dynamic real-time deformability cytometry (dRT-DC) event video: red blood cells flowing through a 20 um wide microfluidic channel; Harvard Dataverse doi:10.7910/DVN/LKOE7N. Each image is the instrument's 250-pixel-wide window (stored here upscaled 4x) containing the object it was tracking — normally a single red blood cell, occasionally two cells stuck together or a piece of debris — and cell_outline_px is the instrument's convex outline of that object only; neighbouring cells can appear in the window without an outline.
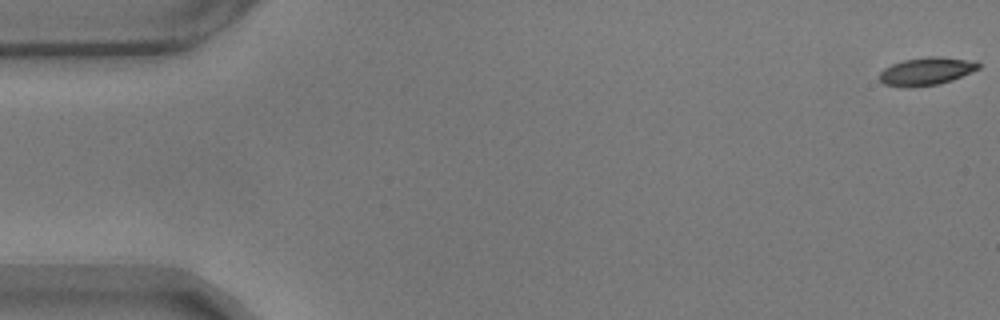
{"species": "common noctule bat (a hibernating species)", "species_latin": "Nyctalus noctula", "temperature_condition": "warm", "stored_images_in_passage": 14, "camera_frame_rate_fps": 3000, "um_per_image_px": 0.085, "animal": {"sex": "male", "body_mass_g": 17.9}, "frame": {"image": 1, "passage_image": 1, "time_ms": 0.0, "image_size_px": [1000, 320], "cell_outline_px": [[980, 68], [952, 80], [940, 84], [908, 88], [900, 88], [884, 84], [880, 80], [880, 72], [884, 68], [892, 64], [904, 60], [924, 56], [940, 56], [976, 60], [980, 64]], "centroid_in_image_um": [78.75, 6.05], "position_along_channel_um": 6.2, "area_um2": 16.42}}